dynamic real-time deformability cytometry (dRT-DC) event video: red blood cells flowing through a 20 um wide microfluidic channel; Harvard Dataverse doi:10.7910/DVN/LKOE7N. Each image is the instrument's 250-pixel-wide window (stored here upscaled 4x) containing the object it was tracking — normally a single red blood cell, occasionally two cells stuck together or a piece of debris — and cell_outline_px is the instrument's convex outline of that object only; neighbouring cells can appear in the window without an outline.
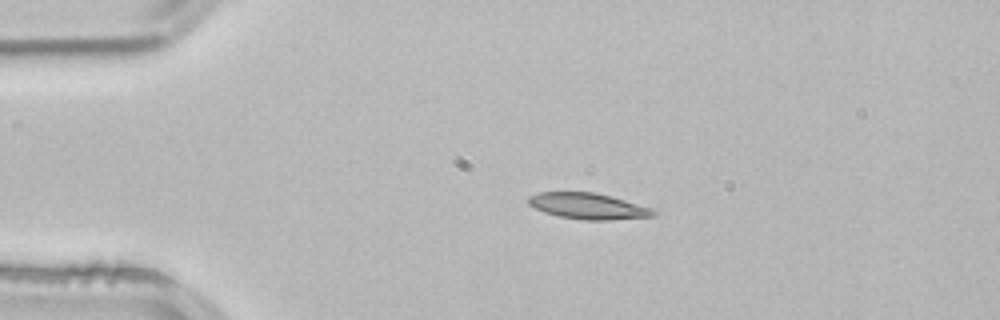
{"species": "common noctule bat (a hibernating species)", "species_latin": "Nyctalus noctula", "temperature_condition": "room temperature", "stored_images_in_passage": 4, "camera_frame_rate_fps": 3000, "um_per_image_px": 0.085, "animal": {"sex": "male", "body_mass_g": 21.5, "forearm_length_mm": 52.0}, "frame": {"image": 1, "passage_image": 3, "time_ms": 0.667, "image_size_px": [1000, 320], "cell_outline_px": [[656, 212], [652, 216], [608, 220], [584, 220], [560, 216], [544, 212], [528, 204], [528, 196], [540, 192], [596, 192], [612, 196], [652, 208]], "centroid_in_image_um": [49.98, 17.51], "position_along_channel_um": 35.0, "area_um2": 18.84}}